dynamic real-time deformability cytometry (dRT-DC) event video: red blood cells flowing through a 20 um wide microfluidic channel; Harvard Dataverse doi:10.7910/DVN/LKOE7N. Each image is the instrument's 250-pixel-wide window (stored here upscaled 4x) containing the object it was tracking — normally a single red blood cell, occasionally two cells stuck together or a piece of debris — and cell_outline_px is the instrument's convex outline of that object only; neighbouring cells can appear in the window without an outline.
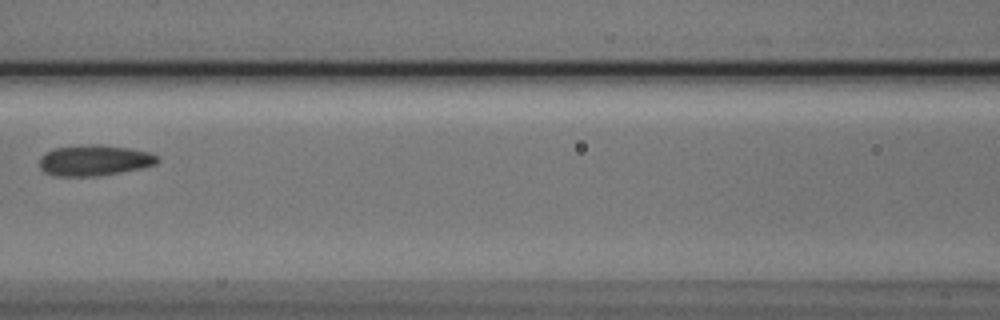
{"species": "Egyptian fruit bat (a non-hibernating species)", "species_latin": "Rousettus aegyptiacus", "temperature_condition": "cold", "stored_images_in_passage": 5, "camera_frame_rate_fps": 3000, "um_per_image_px": 0.085, "animal": {"sex": "male"}, "frame": {"image": 1, "passage_image": 4, "time_ms": 1.0, "image_size_px": [1000, 320], "cell_outline_px": [[160, 160], [156, 164], [144, 168], [96, 176], [56, 176], [44, 172], [40, 168], [40, 156], [52, 148], [88, 144], [100, 144], [128, 148], [148, 152], [160, 156]], "centroid_in_image_um": [8.03, 13.62], "position_along_channel_um": 158.6, "area_um2": 21.39}}
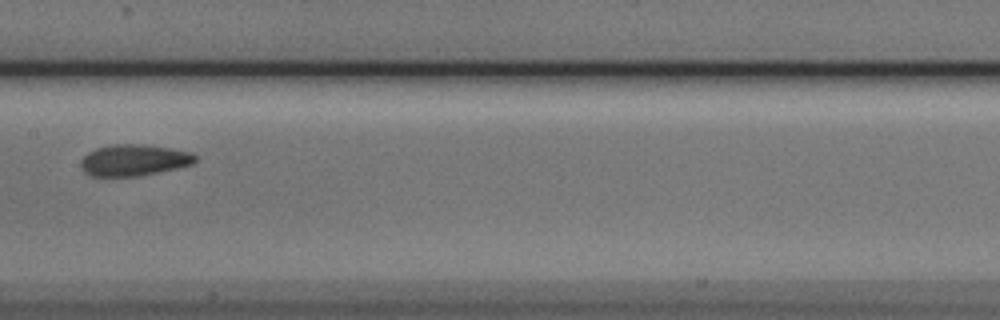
{"frame": {"image": 2, "passage_image": 5, "time_ms": 1.333, "image_size_px": [1000, 320], "cell_outline_px": [[196, 160], [192, 164], [176, 168], [140, 176], [92, 176], [84, 172], [80, 168], [80, 160], [88, 152], [96, 148], [112, 144], [140, 144], [168, 148], [192, 152], [196, 156]], "centroid_in_image_um": [11.34, 13.61], "position_along_channel_um": 196.1, "area_um2": 20.92}}